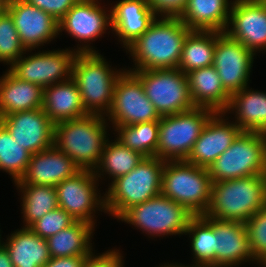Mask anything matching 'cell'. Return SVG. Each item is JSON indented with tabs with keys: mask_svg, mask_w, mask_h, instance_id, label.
Wrapping results in <instances>:
<instances>
[{
	"mask_svg": "<svg viewBox=\"0 0 266 267\" xmlns=\"http://www.w3.org/2000/svg\"><path fill=\"white\" fill-rule=\"evenodd\" d=\"M45 13L52 15L58 22L80 0H25Z\"/></svg>",
	"mask_w": 266,
	"mask_h": 267,
	"instance_id": "40",
	"label": "cell"
},
{
	"mask_svg": "<svg viewBox=\"0 0 266 267\" xmlns=\"http://www.w3.org/2000/svg\"><path fill=\"white\" fill-rule=\"evenodd\" d=\"M92 251L85 259L82 267H124L123 251L119 249H108L102 253Z\"/></svg>",
	"mask_w": 266,
	"mask_h": 267,
	"instance_id": "39",
	"label": "cell"
},
{
	"mask_svg": "<svg viewBox=\"0 0 266 267\" xmlns=\"http://www.w3.org/2000/svg\"><path fill=\"white\" fill-rule=\"evenodd\" d=\"M256 56L226 32L216 31L213 66L219 74L223 88L230 95L249 86Z\"/></svg>",
	"mask_w": 266,
	"mask_h": 267,
	"instance_id": "15",
	"label": "cell"
},
{
	"mask_svg": "<svg viewBox=\"0 0 266 267\" xmlns=\"http://www.w3.org/2000/svg\"><path fill=\"white\" fill-rule=\"evenodd\" d=\"M76 55L70 47L45 51L38 49L37 52L27 50L7 69L20 80L45 88L72 78V66Z\"/></svg>",
	"mask_w": 266,
	"mask_h": 267,
	"instance_id": "12",
	"label": "cell"
},
{
	"mask_svg": "<svg viewBox=\"0 0 266 267\" xmlns=\"http://www.w3.org/2000/svg\"><path fill=\"white\" fill-rule=\"evenodd\" d=\"M255 55L266 52V0H233L225 31Z\"/></svg>",
	"mask_w": 266,
	"mask_h": 267,
	"instance_id": "16",
	"label": "cell"
},
{
	"mask_svg": "<svg viewBox=\"0 0 266 267\" xmlns=\"http://www.w3.org/2000/svg\"><path fill=\"white\" fill-rule=\"evenodd\" d=\"M258 267H266V255L258 261Z\"/></svg>",
	"mask_w": 266,
	"mask_h": 267,
	"instance_id": "46",
	"label": "cell"
},
{
	"mask_svg": "<svg viewBox=\"0 0 266 267\" xmlns=\"http://www.w3.org/2000/svg\"><path fill=\"white\" fill-rule=\"evenodd\" d=\"M132 72L160 116L184 113L195 108L186 74L178 68Z\"/></svg>",
	"mask_w": 266,
	"mask_h": 267,
	"instance_id": "10",
	"label": "cell"
},
{
	"mask_svg": "<svg viewBox=\"0 0 266 267\" xmlns=\"http://www.w3.org/2000/svg\"><path fill=\"white\" fill-rule=\"evenodd\" d=\"M224 113L243 131L266 134V91L246 86L231 95Z\"/></svg>",
	"mask_w": 266,
	"mask_h": 267,
	"instance_id": "23",
	"label": "cell"
},
{
	"mask_svg": "<svg viewBox=\"0 0 266 267\" xmlns=\"http://www.w3.org/2000/svg\"><path fill=\"white\" fill-rule=\"evenodd\" d=\"M184 235L188 236V240H190L192 264L201 267H215L212 218L204 215L193 216Z\"/></svg>",
	"mask_w": 266,
	"mask_h": 267,
	"instance_id": "33",
	"label": "cell"
},
{
	"mask_svg": "<svg viewBox=\"0 0 266 267\" xmlns=\"http://www.w3.org/2000/svg\"><path fill=\"white\" fill-rule=\"evenodd\" d=\"M216 31L191 30L186 36L178 69L184 74L213 65Z\"/></svg>",
	"mask_w": 266,
	"mask_h": 267,
	"instance_id": "31",
	"label": "cell"
},
{
	"mask_svg": "<svg viewBox=\"0 0 266 267\" xmlns=\"http://www.w3.org/2000/svg\"><path fill=\"white\" fill-rule=\"evenodd\" d=\"M187 3L188 0H148L157 17H180Z\"/></svg>",
	"mask_w": 266,
	"mask_h": 267,
	"instance_id": "41",
	"label": "cell"
},
{
	"mask_svg": "<svg viewBox=\"0 0 266 267\" xmlns=\"http://www.w3.org/2000/svg\"><path fill=\"white\" fill-rule=\"evenodd\" d=\"M215 267H239L258 261L253 257L245 223L212 218Z\"/></svg>",
	"mask_w": 266,
	"mask_h": 267,
	"instance_id": "20",
	"label": "cell"
},
{
	"mask_svg": "<svg viewBox=\"0 0 266 267\" xmlns=\"http://www.w3.org/2000/svg\"><path fill=\"white\" fill-rule=\"evenodd\" d=\"M111 127L112 131H115L112 133L114 137L126 147L139 152L144 157L156 156L159 120Z\"/></svg>",
	"mask_w": 266,
	"mask_h": 267,
	"instance_id": "34",
	"label": "cell"
},
{
	"mask_svg": "<svg viewBox=\"0 0 266 267\" xmlns=\"http://www.w3.org/2000/svg\"><path fill=\"white\" fill-rule=\"evenodd\" d=\"M2 230L0 229V247L3 245V240H4V238H2Z\"/></svg>",
	"mask_w": 266,
	"mask_h": 267,
	"instance_id": "47",
	"label": "cell"
},
{
	"mask_svg": "<svg viewBox=\"0 0 266 267\" xmlns=\"http://www.w3.org/2000/svg\"><path fill=\"white\" fill-rule=\"evenodd\" d=\"M99 53H77L72 66V79L80 91L88 114L106 116L112 102L116 82L126 70L117 69Z\"/></svg>",
	"mask_w": 266,
	"mask_h": 267,
	"instance_id": "5",
	"label": "cell"
},
{
	"mask_svg": "<svg viewBox=\"0 0 266 267\" xmlns=\"http://www.w3.org/2000/svg\"><path fill=\"white\" fill-rule=\"evenodd\" d=\"M191 100L195 107L225 112L231 95L223 88L216 68L211 65L186 74Z\"/></svg>",
	"mask_w": 266,
	"mask_h": 267,
	"instance_id": "24",
	"label": "cell"
},
{
	"mask_svg": "<svg viewBox=\"0 0 266 267\" xmlns=\"http://www.w3.org/2000/svg\"><path fill=\"white\" fill-rule=\"evenodd\" d=\"M191 30L179 17H157L124 50L133 60L128 71L178 68L184 40Z\"/></svg>",
	"mask_w": 266,
	"mask_h": 267,
	"instance_id": "1",
	"label": "cell"
},
{
	"mask_svg": "<svg viewBox=\"0 0 266 267\" xmlns=\"http://www.w3.org/2000/svg\"><path fill=\"white\" fill-rule=\"evenodd\" d=\"M3 72L0 77V117L42 108L44 95L42 86L20 80L8 69Z\"/></svg>",
	"mask_w": 266,
	"mask_h": 267,
	"instance_id": "25",
	"label": "cell"
},
{
	"mask_svg": "<svg viewBox=\"0 0 266 267\" xmlns=\"http://www.w3.org/2000/svg\"><path fill=\"white\" fill-rule=\"evenodd\" d=\"M0 122L14 141L31 154L49 149L54 144L55 124L42 108L8 114L0 117Z\"/></svg>",
	"mask_w": 266,
	"mask_h": 267,
	"instance_id": "19",
	"label": "cell"
},
{
	"mask_svg": "<svg viewBox=\"0 0 266 267\" xmlns=\"http://www.w3.org/2000/svg\"><path fill=\"white\" fill-rule=\"evenodd\" d=\"M7 236L3 245L8 250L14 267H44L51 259L46 239L35 234L29 227L21 226Z\"/></svg>",
	"mask_w": 266,
	"mask_h": 267,
	"instance_id": "27",
	"label": "cell"
},
{
	"mask_svg": "<svg viewBox=\"0 0 266 267\" xmlns=\"http://www.w3.org/2000/svg\"><path fill=\"white\" fill-rule=\"evenodd\" d=\"M253 257L259 261L266 255V205L245 222Z\"/></svg>",
	"mask_w": 266,
	"mask_h": 267,
	"instance_id": "38",
	"label": "cell"
},
{
	"mask_svg": "<svg viewBox=\"0 0 266 267\" xmlns=\"http://www.w3.org/2000/svg\"><path fill=\"white\" fill-rule=\"evenodd\" d=\"M243 130L224 112H214L201 130L186 162L208 168L224 153Z\"/></svg>",
	"mask_w": 266,
	"mask_h": 267,
	"instance_id": "18",
	"label": "cell"
},
{
	"mask_svg": "<svg viewBox=\"0 0 266 267\" xmlns=\"http://www.w3.org/2000/svg\"><path fill=\"white\" fill-rule=\"evenodd\" d=\"M27 50L22 45L11 15L0 16V63L10 67Z\"/></svg>",
	"mask_w": 266,
	"mask_h": 267,
	"instance_id": "36",
	"label": "cell"
},
{
	"mask_svg": "<svg viewBox=\"0 0 266 267\" xmlns=\"http://www.w3.org/2000/svg\"><path fill=\"white\" fill-rule=\"evenodd\" d=\"M14 186L21 195L23 227H29L46 213L59 207L55 186L34 184H15Z\"/></svg>",
	"mask_w": 266,
	"mask_h": 267,
	"instance_id": "32",
	"label": "cell"
},
{
	"mask_svg": "<svg viewBox=\"0 0 266 267\" xmlns=\"http://www.w3.org/2000/svg\"><path fill=\"white\" fill-rule=\"evenodd\" d=\"M211 185L207 168L185 160L165 161L161 194L182 204L194 216L204 215L208 210Z\"/></svg>",
	"mask_w": 266,
	"mask_h": 267,
	"instance_id": "6",
	"label": "cell"
},
{
	"mask_svg": "<svg viewBox=\"0 0 266 267\" xmlns=\"http://www.w3.org/2000/svg\"><path fill=\"white\" fill-rule=\"evenodd\" d=\"M266 205V175L218 181L204 216L245 223Z\"/></svg>",
	"mask_w": 266,
	"mask_h": 267,
	"instance_id": "3",
	"label": "cell"
},
{
	"mask_svg": "<svg viewBox=\"0 0 266 267\" xmlns=\"http://www.w3.org/2000/svg\"><path fill=\"white\" fill-rule=\"evenodd\" d=\"M233 0H188L179 17L190 30L225 32Z\"/></svg>",
	"mask_w": 266,
	"mask_h": 267,
	"instance_id": "28",
	"label": "cell"
},
{
	"mask_svg": "<svg viewBox=\"0 0 266 267\" xmlns=\"http://www.w3.org/2000/svg\"><path fill=\"white\" fill-rule=\"evenodd\" d=\"M31 153L15 142L7 128L0 122V171L10 175L12 183L25 174Z\"/></svg>",
	"mask_w": 266,
	"mask_h": 267,
	"instance_id": "35",
	"label": "cell"
},
{
	"mask_svg": "<svg viewBox=\"0 0 266 267\" xmlns=\"http://www.w3.org/2000/svg\"><path fill=\"white\" fill-rule=\"evenodd\" d=\"M110 128L105 116L96 114L60 122L54 127L53 145L72 159L80 170L94 171L110 139Z\"/></svg>",
	"mask_w": 266,
	"mask_h": 267,
	"instance_id": "2",
	"label": "cell"
},
{
	"mask_svg": "<svg viewBox=\"0 0 266 267\" xmlns=\"http://www.w3.org/2000/svg\"><path fill=\"white\" fill-rule=\"evenodd\" d=\"M105 118L111 126H125L160 120L161 116L145 95L140 80L125 70L116 82L113 102Z\"/></svg>",
	"mask_w": 266,
	"mask_h": 267,
	"instance_id": "14",
	"label": "cell"
},
{
	"mask_svg": "<svg viewBox=\"0 0 266 267\" xmlns=\"http://www.w3.org/2000/svg\"><path fill=\"white\" fill-rule=\"evenodd\" d=\"M7 12L26 50L41 49L60 37L58 21L25 0H9Z\"/></svg>",
	"mask_w": 266,
	"mask_h": 267,
	"instance_id": "17",
	"label": "cell"
},
{
	"mask_svg": "<svg viewBox=\"0 0 266 267\" xmlns=\"http://www.w3.org/2000/svg\"><path fill=\"white\" fill-rule=\"evenodd\" d=\"M158 267H201V266L193 265L192 263L190 265H189V263H188V265H186V264H182V263H178V262H175V263L167 262V263L159 264Z\"/></svg>",
	"mask_w": 266,
	"mask_h": 267,
	"instance_id": "44",
	"label": "cell"
},
{
	"mask_svg": "<svg viewBox=\"0 0 266 267\" xmlns=\"http://www.w3.org/2000/svg\"><path fill=\"white\" fill-rule=\"evenodd\" d=\"M207 170L212 183L266 175V135L243 131Z\"/></svg>",
	"mask_w": 266,
	"mask_h": 267,
	"instance_id": "8",
	"label": "cell"
},
{
	"mask_svg": "<svg viewBox=\"0 0 266 267\" xmlns=\"http://www.w3.org/2000/svg\"><path fill=\"white\" fill-rule=\"evenodd\" d=\"M143 159L144 156L139 152L126 147L116 138L111 140L110 136V140L108 139L104 146L99 165L94 170L95 177L100 183L107 178L112 182L131 172Z\"/></svg>",
	"mask_w": 266,
	"mask_h": 267,
	"instance_id": "30",
	"label": "cell"
},
{
	"mask_svg": "<svg viewBox=\"0 0 266 267\" xmlns=\"http://www.w3.org/2000/svg\"><path fill=\"white\" fill-rule=\"evenodd\" d=\"M114 4V5H113ZM112 33L122 48H126L140 37L154 22L157 16L153 13L148 0H118L110 2Z\"/></svg>",
	"mask_w": 266,
	"mask_h": 267,
	"instance_id": "21",
	"label": "cell"
},
{
	"mask_svg": "<svg viewBox=\"0 0 266 267\" xmlns=\"http://www.w3.org/2000/svg\"><path fill=\"white\" fill-rule=\"evenodd\" d=\"M87 256L51 257L44 267H82Z\"/></svg>",
	"mask_w": 266,
	"mask_h": 267,
	"instance_id": "42",
	"label": "cell"
},
{
	"mask_svg": "<svg viewBox=\"0 0 266 267\" xmlns=\"http://www.w3.org/2000/svg\"><path fill=\"white\" fill-rule=\"evenodd\" d=\"M79 171L74 161L53 145L32 154L24 176L13 184L56 186Z\"/></svg>",
	"mask_w": 266,
	"mask_h": 267,
	"instance_id": "22",
	"label": "cell"
},
{
	"mask_svg": "<svg viewBox=\"0 0 266 267\" xmlns=\"http://www.w3.org/2000/svg\"><path fill=\"white\" fill-rule=\"evenodd\" d=\"M213 113L210 109L195 107L184 113L161 116L155 157L164 161L186 160Z\"/></svg>",
	"mask_w": 266,
	"mask_h": 267,
	"instance_id": "9",
	"label": "cell"
},
{
	"mask_svg": "<svg viewBox=\"0 0 266 267\" xmlns=\"http://www.w3.org/2000/svg\"><path fill=\"white\" fill-rule=\"evenodd\" d=\"M99 184L94 171L90 170H80L73 177L63 180L55 186L59 208L76 221L97 227L95 214H106L104 192L101 193Z\"/></svg>",
	"mask_w": 266,
	"mask_h": 267,
	"instance_id": "13",
	"label": "cell"
},
{
	"mask_svg": "<svg viewBox=\"0 0 266 267\" xmlns=\"http://www.w3.org/2000/svg\"><path fill=\"white\" fill-rule=\"evenodd\" d=\"M164 164L155 156L144 157L131 172L108 182L104 193L107 215L118 219L130 207L160 195Z\"/></svg>",
	"mask_w": 266,
	"mask_h": 267,
	"instance_id": "4",
	"label": "cell"
},
{
	"mask_svg": "<svg viewBox=\"0 0 266 267\" xmlns=\"http://www.w3.org/2000/svg\"><path fill=\"white\" fill-rule=\"evenodd\" d=\"M101 2L102 0H80L58 22L59 35L65 32L78 42L77 47H72L76 53H99L90 44L105 37L103 35L107 32L110 34L112 30L111 7H105L108 4L103 5Z\"/></svg>",
	"mask_w": 266,
	"mask_h": 267,
	"instance_id": "11",
	"label": "cell"
},
{
	"mask_svg": "<svg viewBox=\"0 0 266 267\" xmlns=\"http://www.w3.org/2000/svg\"><path fill=\"white\" fill-rule=\"evenodd\" d=\"M8 1L9 0H0V16L7 11Z\"/></svg>",
	"mask_w": 266,
	"mask_h": 267,
	"instance_id": "45",
	"label": "cell"
},
{
	"mask_svg": "<svg viewBox=\"0 0 266 267\" xmlns=\"http://www.w3.org/2000/svg\"><path fill=\"white\" fill-rule=\"evenodd\" d=\"M0 267H14L10 259V254L4 245L0 247Z\"/></svg>",
	"mask_w": 266,
	"mask_h": 267,
	"instance_id": "43",
	"label": "cell"
},
{
	"mask_svg": "<svg viewBox=\"0 0 266 267\" xmlns=\"http://www.w3.org/2000/svg\"><path fill=\"white\" fill-rule=\"evenodd\" d=\"M75 222L76 220L71 215L58 207L32 223L29 228L41 238L47 239Z\"/></svg>",
	"mask_w": 266,
	"mask_h": 267,
	"instance_id": "37",
	"label": "cell"
},
{
	"mask_svg": "<svg viewBox=\"0 0 266 267\" xmlns=\"http://www.w3.org/2000/svg\"><path fill=\"white\" fill-rule=\"evenodd\" d=\"M42 109L54 124L88 115L72 78L44 88Z\"/></svg>",
	"mask_w": 266,
	"mask_h": 267,
	"instance_id": "26",
	"label": "cell"
},
{
	"mask_svg": "<svg viewBox=\"0 0 266 267\" xmlns=\"http://www.w3.org/2000/svg\"><path fill=\"white\" fill-rule=\"evenodd\" d=\"M95 227L84 221H76L46 239L51 257L89 255L95 248L92 243Z\"/></svg>",
	"mask_w": 266,
	"mask_h": 267,
	"instance_id": "29",
	"label": "cell"
},
{
	"mask_svg": "<svg viewBox=\"0 0 266 267\" xmlns=\"http://www.w3.org/2000/svg\"><path fill=\"white\" fill-rule=\"evenodd\" d=\"M194 215L162 194L126 210L117 221L139 229L149 238L183 236Z\"/></svg>",
	"mask_w": 266,
	"mask_h": 267,
	"instance_id": "7",
	"label": "cell"
}]
</instances>
